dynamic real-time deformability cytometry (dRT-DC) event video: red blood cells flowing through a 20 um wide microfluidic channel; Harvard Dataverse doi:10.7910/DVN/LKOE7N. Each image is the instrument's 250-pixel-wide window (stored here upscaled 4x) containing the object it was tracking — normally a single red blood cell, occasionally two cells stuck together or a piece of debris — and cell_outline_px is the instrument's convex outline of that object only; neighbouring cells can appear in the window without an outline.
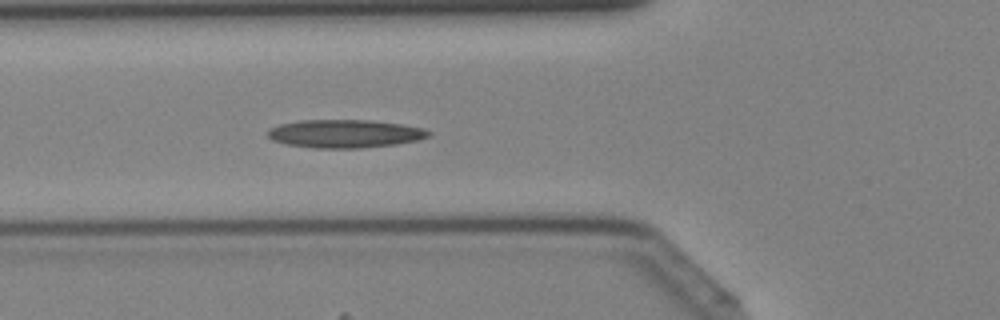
{"species": "Egyptian fruit bat (a non-hibernating species)", "species_latin": "Rousettus aegyptiacus", "temperature_condition": "cold", "stored_images_in_passage": 37, "camera_frame_rate_fps": 3000, "um_per_image_px": 0.085, "animal": {"sex": "female"}, "frame": {"image": 1, "passage_image": 16, "time_ms": 5.0, "image_size_px": [1000, 320], "cell_outline_px": [[432, 132], [428, 136], [416, 140], [396, 144], [360, 148], [312, 148], [284, 144], [272, 140], [268, 136], [268, 128], [280, 124], [300, 120], [372, 120], [400, 124], [424, 128]], "centroid_in_image_um": [29.28, 11.36], "position_along_channel_um": 96.5, "area_um2": 26.47}}
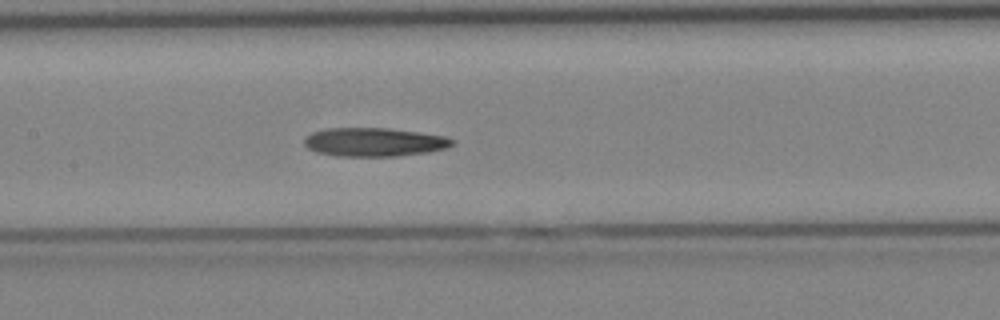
{"frame": {"image": 2, "passage_image": 21, "time_ms": 6.667, "image_size_px": [1000, 320], "cell_outline_px": [[456, 140], [448, 148], [428, 152], [396, 156], [336, 156], [316, 152], [308, 148], [304, 144], [304, 136], [312, 132], [324, 128], [388, 128], [420, 132], [444, 136]], "centroid_in_image_um": [31.79, 12.07], "position_along_channel_um": 175.6, "area_um2": 24.91}}
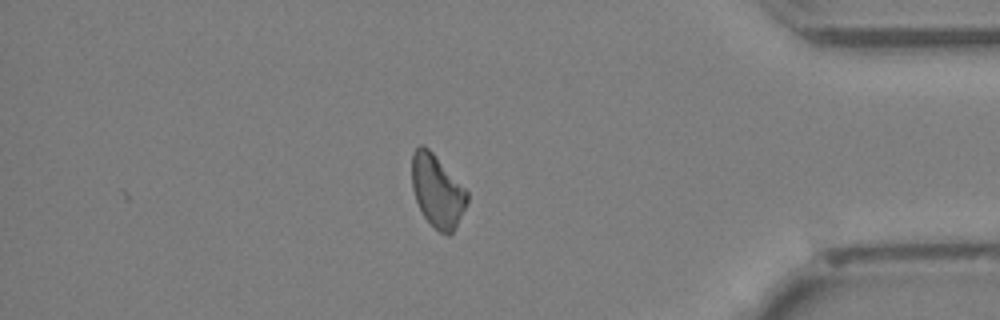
{"frame": {"image": 3, "passage_image": 37, "time_ms": 12.0, "image_size_px": [1000, 320], "cell_outline_px": [[468, 200], [452, 232], [448, 236], [440, 232], [424, 216], [416, 200], [412, 188], [412, 152], [420, 144], [424, 144], [432, 152], [468, 192]], "centroid_in_image_um": [37.14, 16.2], "position_along_channel_um": 398.1, "area_um2": 22.77}}